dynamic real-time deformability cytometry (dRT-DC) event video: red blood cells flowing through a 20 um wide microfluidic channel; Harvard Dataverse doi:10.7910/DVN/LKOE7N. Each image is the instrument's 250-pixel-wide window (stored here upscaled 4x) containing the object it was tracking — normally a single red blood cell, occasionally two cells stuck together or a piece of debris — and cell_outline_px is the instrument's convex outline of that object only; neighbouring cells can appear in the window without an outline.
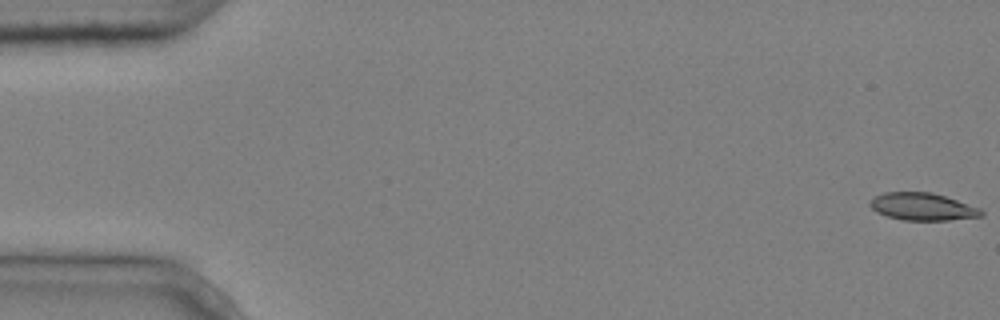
{"species": "common noctule bat (a hibernating species)", "species_latin": "Nyctalus noctula", "temperature_condition": "cold", "stored_images_in_passage": 7, "camera_frame_rate_fps": 3000, "um_per_image_px": 0.085, "animal": {"sex": "male", "body_mass_g": 20.4}, "frame": {"image": 1, "passage_image": 1, "time_ms": 0.0, "image_size_px": [1000, 320], "cell_outline_px": [[984, 216], [948, 220], [904, 220], [888, 216], [876, 212], [868, 204], [876, 196], [884, 192], [932, 192], [980, 208], [984, 212]], "centroid_in_image_um": [78.42, 17.57], "position_along_channel_um": 6.6, "area_um2": 17.63}}